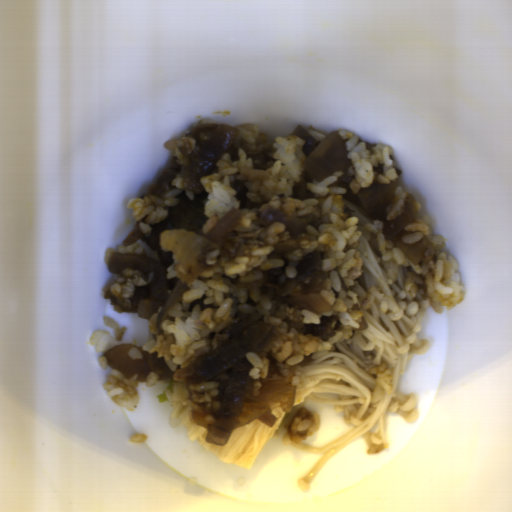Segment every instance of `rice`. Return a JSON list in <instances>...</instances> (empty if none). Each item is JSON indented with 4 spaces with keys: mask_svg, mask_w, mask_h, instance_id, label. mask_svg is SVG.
Segmentation results:
<instances>
[{
    "mask_svg": "<svg viewBox=\"0 0 512 512\" xmlns=\"http://www.w3.org/2000/svg\"><path fill=\"white\" fill-rule=\"evenodd\" d=\"M239 129L236 146L239 159L231 160L224 154L216 163L217 173L205 176L201 184L208 196L204 204L206 220L202 226L203 235L213 229L231 210H239L240 221L236 227H250L261 218L267 207L284 211L299 219L313 214L323 221L318 228L305 227V234L299 235L301 241L297 250L287 253L290 262L286 267L287 278L298 277L297 264L314 250L324 251L328 259L321 266L330 273L325 279L319 295L328 305L323 314L302 309V321L305 324H319L323 316H337L340 330L329 339L322 341L309 334H302L286 325L279 317L271 314L272 300L258 290H246L241 284L264 277V271L279 268L283 259H269L274 250L273 244L279 242V234L286 231L280 221H272L268 228L263 247H253L240 257L220 258L217 249L204 256L206 268L187 287L180 299L165 313L156 328L157 318L163 307L159 308L148 323L149 341L141 347L149 353H157L158 358L171 359L181 367L187 366L193 356L209 344L212 331H218L228 325L237 312H262L263 323L277 328L275 336L267 346L262 357L256 353L243 356L253 367L249 370L254 380L269 377L267 352L274 353L286 364L300 363L307 356L330 349L338 341H347L352 337L363 316L357 292L342 288L343 279L346 288L355 284L362 273L363 259L358 249L362 236L358 231V217L344 211L345 188L328 187L343 174L335 171L324 181L306 183L308 191L313 192L311 199L291 197L295 181H299L305 157L302 148L305 141L293 133L274 138V163L268 169L253 167L251 157L243 150L242 140L254 144L264 134L256 124L234 126ZM239 171L238 179L249 187L247 197L254 203L267 201L259 210L239 209V201L233 197L235 190L230 188L228 176Z\"/></svg>",
    "mask_w": 512,
    "mask_h": 512,
    "instance_id": "652b925c",
    "label": "rice"
},
{
    "mask_svg": "<svg viewBox=\"0 0 512 512\" xmlns=\"http://www.w3.org/2000/svg\"><path fill=\"white\" fill-rule=\"evenodd\" d=\"M421 209L420 203L416 201L415 219L405 228L411 232L401 240L405 244H412L421 242L426 237L432 242L418 264L409 260L400 248L394 245L395 242L385 239L382 222L379 219L367 222L365 227L375 232V242L381 259L389 262L388 284L395 283L400 266L409 267L403 282L404 290L408 291L413 298L426 296L451 311L462 301L465 288L453 256H449L444 250L446 239L431 235L430 219L419 218Z\"/></svg>",
    "mask_w": 512,
    "mask_h": 512,
    "instance_id": "023b6e5f",
    "label": "rice"
},
{
    "mask_svg": "<svg viewBox=\"0 0 512 512\" xmlns=\"http://www.w3.org/2000/svg\"><path fill=\"white\" fill-rule=\"evenodd\" d=\"M339 137L345 142L353 166L354 178L350 183L353 194L358 190L368 189L374 182L387 185L397 180L399 174L395 168L393 149L376 143L370 149L356 134L346 129H339Z\"/></svg>",
    "mask_w": 512,
    "mask_h": 512,
    "instance_id": "8eca5e8b",
    "label": "rice"
},
{
    "mask_svg": "<svg viewBox=\"0 0 512 512\" xmlns=\"http://www.w3.org/2000/svg\"><path fill=\"white\" fill-rule=\"evenodd\" d=\"M181 189H169L164 193V198L139 196L129 199L127 208L132 209L136 222L139 221L141 231L151 232L155 224L166 218L168 211L174 205H177V195Z\"/></svg>",
    "mask_w": 512,
    "mask_h": 512,
    "instance_id": "acb35da6",
    "label": "rice"
},
{
    "mask_svg": "<svg viewBox=\"0 0 512 512\" xmlns=\"http://www.w3.org/2000/svg\"><path fill=\"white\" fill-rule=\"evenodd\" d=\"M137 378L138 374L127 378L120 371L112 369L102 388L107 390L108 399L130 411L136 410L139 404Z\"/></svg>",
    "mask_w": 512,
    "mask_h": 512,
    "instance_id": "b023fe2a",
    "label": "rice"
},
{
    "mask_svg": "<svg viewBox=\"0 0 512 512\" xmlns=\"http://www.w3.org/2000/svg\"><path fill=\"white\" fill-rule=\"evenodd\" d=\"M103 325L111 328L115 334V337L110 333L109 330L97 329L94 330L91 335L89 342L92 346H95L96 352H106L117 345H122V338L127 330L126 326L120 327L118 322L110 316H102Z\"/></svg>",
    "mask_w": 512,
    "mask_h": 512,
    "instance_id": "e3fd555f",
    "label": "rice"
},
{
    "mask_svg": "<svg viewBox=\"0 0 512 512\" xmlns=\"http://www.w3.org/2000/svg\"><path fill=\"white\" fill-rule=\"evenodd\" d=\"M370 372L376 379L372 400H380L384 394H389L393 391L391 387L393 375L387 362H383L377 367H371Z\"/></svg>",
    "mask_w": 512,
    "mask_h": 512,
    "instance_id": "a3056103",
    "label": "rice"
},
{
    "mask_svg": "<svg viewBox=\"0 0 512 512\" xmlns=\"http://www.w3.org/2000/svg\"><path fill=\"white\" fill-rule=\"evenodd\" d=\"M395 192L396 195L386 211V219L388 221L402 213L405 205V199L410 195L402 188L401 185L395 189Z\"/></svg>",
    "mask_w": 512,
    "mask_h": 512,
    "instance_id": "f2f60c81",
    "label": "rice"
},
{
    "mask_svg": "<svg viewBox=\"0 0 512 512\" xmlns=\"http://www.w3.org/2000/svg\"><path fill=\"white\" fill-rule=\"evenodd\" d=\"M115 252L137 253V254H145V255H147L146 251L141 246V244L136 241V242L131 243V244L127 245V246H124V244H123L121 247L107 248L105 250L104 257H103V260H104L105 264L108 265L109 258L111 256V254H113Z\"/></svg>",
    "mask_w": 512,
    "mask_h": 512,
    "instance_id": "0b520998",
    "label": "rice"
},
{
    "mask_svg": "<svg viewBox=\"0 0 512 512\" xmlns=\"http://www.w3.org/2000/svg\"><path fill=\"white\" fill-rule=\"evenodd\" d=\"M304 130L309 133L317 142L320 140H323L326 136H328L330 133L319 128L311 127V128H304Z\"/></svg>",
    "mask_w": 512,
    "mask_h": 512,
    "instance_id": "e7b20468",
    "label": "rice"
},
{
    "mask_svg": "<svg viewBox=\"0 0 512 512\" xmlns=\"http://www.w3.org/2000/svg\"><path fill=\"white\" fill-rule=\"evenodd\" d=\"M159 377L157 374H155L154 372H149L146 376V385L147 387H152L154 385H156L157 383H159Z\"/></svg>",
    "mask_w": 512,
    "mask_h": 512,
    "instance_id": "d2b440a0",
    "label": "rice"
},
{
    "mask_svg": "<svg viewBox=\"0 0 512 512\" xmlns=\"http://www.w3.org/2000/svg\"><path fill=\"white\" fill-rule=\"evenodd\" d=\"M312 425H313V420H311V419H303L296 426V430H298L299 432H304L307 429H309Z\"/></svg>",
    "mask_w": 512,
    "mask_h": 512,
    "instance_id": "50a67109",
    "label": "rice"
},
{
    "mask_svg": "<svg viewBox=\"0 0 512 512\" xmlns=\"http://www.w3.org/2000/svg\"><path fill=\"white\" fill-rule=\"evenodd\" d=\"M166 278L167 280L168 279H180V276H179V273H178V270L175 266V262L173 263L172 266H169L167 268V275H166Z\"/></svg>",
    "mask_w": 512,
    "mask_h": 512,
    "instance_id": "fb1fb577",
    "label": "rice"
},
{
    "mask_svg": "<svg viewBox=\"0 0 512 512\" xmlns=\"http://www.w3.org/2000/svg\"><path fill=\"white\" fill-rule=\"evenodd\" d=\"M127 355L132 360H142V358H143L141 352L138 350V348L136 346L135 347H131V349L129 350Z\"/></svg>",
    "mask_w": 512,
    "mask_h": 512,
    "instance_id": "5b1b7eff",
    "label": "rice"
},
{
    "mask_svg": "<svg viewBox=\"0 0 512 512\" xmlns=\"http://www.w3.org/2000/svg\"><path fill=\"white\" fill-rule=\"evenodd\" d=\"M147 435L142 433H136L129 437V441L133 443H144L147 440Z\"/></svg>",
    "mask_w": 512,
    "mask_h": 512,
    "instance_id": "6a4a8fe4",
    "label": "rice"
},
{
    "mask_svg": "<svg viewBox=\"0 0 512 512\" xmlns=\"http://www.w3.org/2000/svg\"><path fill=\"white\" fill-rule=\"evenodd\" d=\"M97 360H98L103 371L108 369L109 365H108L107 360L104 357V355L102 357H99Z\"/></svg>",
    "mask_w": 512,
    "mask_h": 512,
    "instance_id": "9e0e92f6",
    "label": "rice"
}]
</instances>
